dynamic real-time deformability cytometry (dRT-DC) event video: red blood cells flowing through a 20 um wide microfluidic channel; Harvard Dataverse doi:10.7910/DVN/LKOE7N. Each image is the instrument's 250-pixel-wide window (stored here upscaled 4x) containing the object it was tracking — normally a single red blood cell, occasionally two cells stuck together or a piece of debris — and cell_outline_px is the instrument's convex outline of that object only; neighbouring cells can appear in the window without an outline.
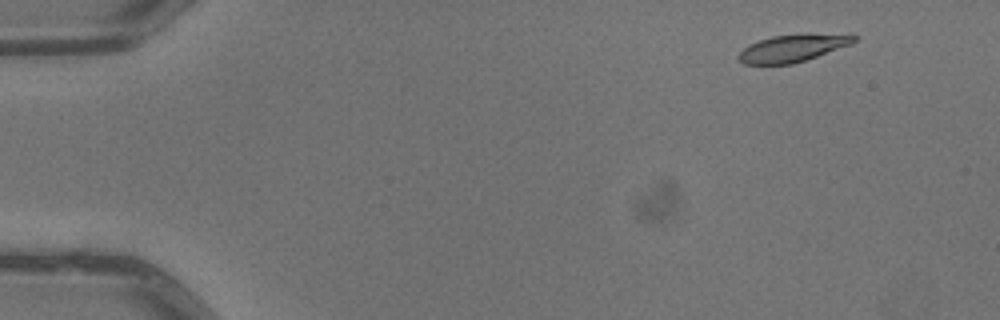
{"species": "common noctule bat (a hibernating species)", "species_latin": "Nyctalus noctula", "temperature_condition": "warm", "stored_images_in_passage": 6, "camera_frame_rate_fps": 3000, "um_per_image_px": 0.085, "animal": {"sex": "male", "body_mass_g": 13.3}, "frame": {"image": 1, "passage_image": 6, "time_ms": 1.667, "image_size_px": [1000, 320], "cell_outline_px": [[856, 40], [852, 44], [792, 64], [744, 64], [736, 56], [748, 44], [772, 36], [804, 32], [852, 32], [856, 36]], "centroid_in_image_um": [67.49, 4.02], "position_along_channel_um": 17.5, "area_um2": 19.07}}